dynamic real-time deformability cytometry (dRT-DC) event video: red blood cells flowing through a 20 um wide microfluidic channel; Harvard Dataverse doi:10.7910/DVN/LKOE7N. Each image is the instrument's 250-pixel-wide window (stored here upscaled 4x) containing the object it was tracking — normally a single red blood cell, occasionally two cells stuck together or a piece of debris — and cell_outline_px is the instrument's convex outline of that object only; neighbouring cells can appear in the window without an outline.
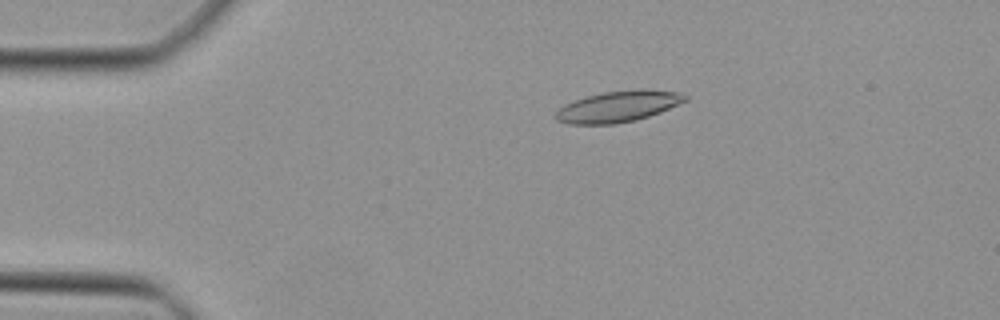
{"species": "Egyptian fruit bat (a non-hibernating species)", "species_latin": "Rousettus aegyptiacus", "temperature_condition": "cold", "stored_images_in_passage": 48, "camera_frame_rate_fps": 3000, "um_per_image_px": 0.085, "animal": {"sex": "female"}, "frame": {"image": 1, "passage_image": 10, "time_ms": 3.0, "image_size_px": [1000, 320], "cell_outline_px": [[688, 100], [680, 104], [660, 112], [636, 120], [616, 124], [568, 124], [556, 120], [552, 116], [564, 104], [588, 96], [604, 92], [676, 92], [688, 96]], "centroid_in_image_um": [52.45, 9.12], "position_along_channel_um": 32.5, "area_um2": 22.48}}
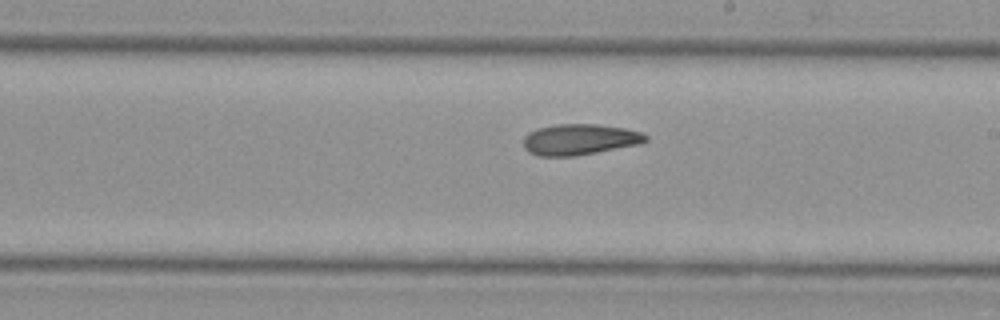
{"frame": {"image": 2, "passage_image": 28, "time_ms": 9.0, "image_size_px": [1000, 320], "cell_outline_px": [[648, 140], [640, 144], [576, 156], [540, 156], [528, 152], [524, 148], [524, 136], [528, 132], [536, 128], [556, 124], [596, 124], [624, 128], [640, 132], [648, 136]], "centroid_in_image_um": [49.25, 11.85], "position_along_channel_um": 239.8, "area_um2": 22.14}}
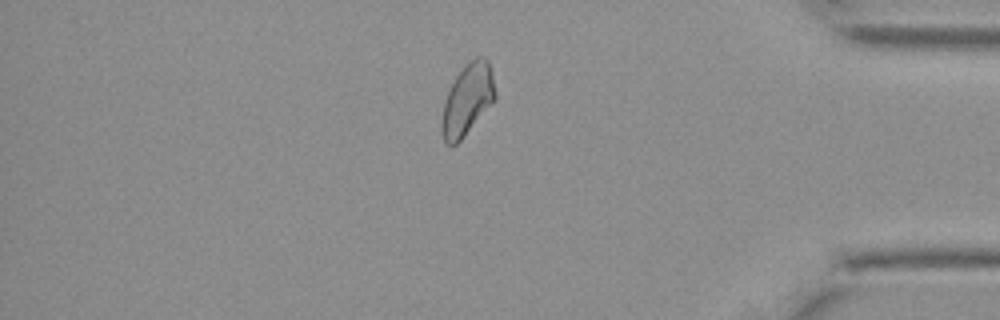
{"frame": {"image": 3, "passage_image": 41, "time_ms": 13.333, "image_size_px": [1000, 320], "cell_outline_px": [[496, 100], [460, 140], [456, 144], [444, 144], [440, 128], [440, 124], [444, 100], [456, 76], [468, 60], [476, 56], [484, 56], [488, 60], [492, 68], [496, 92]], "centroid_in_image_um": [39.74, 8.44], "position_along_channel_um": 395.5, "area_um2": 22.54}}